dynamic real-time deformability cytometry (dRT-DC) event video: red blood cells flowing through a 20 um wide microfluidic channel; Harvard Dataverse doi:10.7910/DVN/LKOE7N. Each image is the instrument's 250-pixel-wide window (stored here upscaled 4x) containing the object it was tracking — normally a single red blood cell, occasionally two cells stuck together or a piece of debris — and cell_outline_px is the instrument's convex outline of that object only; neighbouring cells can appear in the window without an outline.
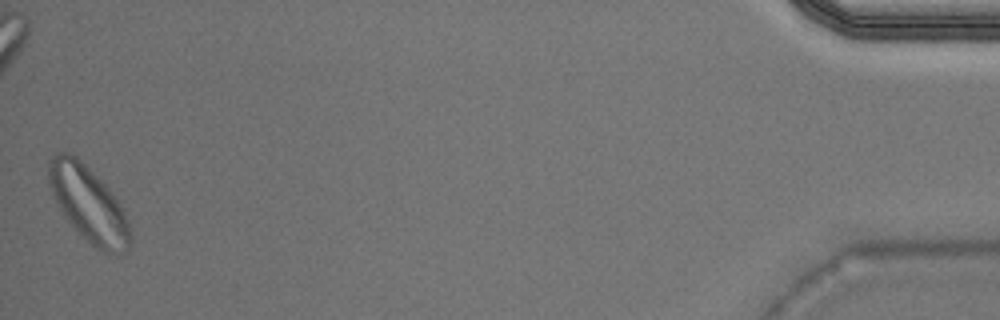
{"species": "Egyptian fruit bat (a non-hibernating species)", "species_latin": "Rousettus aegyptiacus", "temperature_condition": "warm", "stored_images_in_passage": 40, "camera_frame_rate_fps": 3000, "um_per_image_px": 0.085, "animal": {"sex": "male"}, "frame": {"image": 1, "passage_image": 40, "time_ms": 13.0, "image_size_px": [1000, 320], "cell_outline_px": [[132, 240], [128, 248], [124, 252], [116, 256], [100, 252], [80, 236], [64, 216], [56, 204], [48, 184], [48, 160], [56, 152], [72, 152], [108, 188], [120, 204], [128, 220], [132, 232]], "centroid_in_image_um": [7.52, 17.39], "position_along_channel_um": 427.7, "area_um2": 36.47}}